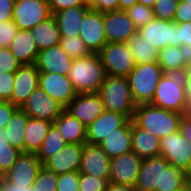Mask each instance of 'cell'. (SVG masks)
I'll return each mask as SVG.
<instances>
[{
    "mask_svg": "<svg viewBox=\"0 0 191 191\" xmlns=\"http://www.w3.org/2000/svg\"><path fill=\"white\" fill-rule=\"evenodd\" d=\"M132 151L142 159L160 154V139L144 128L138 127L131 119Z\"/></svg>",
    "mask_w": 191,
    "mask_h": 191,
    "instance_id": "obj_23",
    "label": "cell"
},
{
    "mask_svg": "<svg viewBox=\"0 0 191 191\" xmlns=\"http://www.w3.org/2000/svg\"><path fill=\"white\" fill-rule=\"evenodd\" d=\"M98 145L110 158L132 151L131 119L107 135Z\"/></svg>",
    "mask_w": 191,
    "mask_h": 191,
    "instance_id": "obj_24",
    "label": "cell"
},
{
    "mask_svg": "<svg viewBox=\"0 0 191 191\" xmlns=\"http://www.w3.org/2000/svg\"><path fill=\"white\" fill-rule=\"evenodd\" d=\"M89 9V7L82 5L54 13L53 16L57 22L61 37L79 36L84 16Z\"/></svg>",
    "mask_w": 191,
    "mask_h": 191,
    "instance_id": "obj_25",
    "label": "cell"
},
{
    "mask_svg": "<svg viewBox=\"0 0 191 191\" xmlns=\"http://www.w3.org/2000/svg\"><path fill=\"white\" fill-rule=\"evenodd\" d=\"M53 123L58 127L66 143H86L87 127L79 119L68 113L65 109Z\"/></svg>",
    "mask_w": 191,
    "mask_h": 191,
    "instance_id": "obj_27",
    "label": "cell"
},
{
    "mask_svg": "<svg viewBox=\"0 0 191 191\" xmlns=\"http://www.w3.org/2000/svg\"><path fill=\"white\" fill-rule=\"evenodd\" d=\"M190 52L181 46H167L158 52L157 63L164 73L183 74Z\"/></svg>",
    "mask_w": 191,
    "mask_h": 191,
    "instance_id": "obj_28",
    "label": "cell"
},
{
    "mask_svg": "<svg viewBox=\"0 0 191 191\" xmlns=\"http://www.w3.org/2000/svg\"><path fill=\"white\" fill-rule=\"evenodd\" d=\"M21 109L32 118L54 122L65 109L50 97L40 87H37L28 97Z\"/></svg>",
    "mask_w": 191,
    "mask_h": 191,
    "instance_id": "obj_12",
    "label": "cell"
},
{
    "mask_svg": "<svg viewBox=\"0 0 191 191\" xmlns=\"http://www.w3.org/2000/svg\"><path fill=\"white\" fill-rule=\"evenodd\" d=\"M129 120L125 114L105 110L86 128V142L99 144L107 135L123 127Z\"/></svg>",
    "mask_w": 191,
    "mask_h": 191,
    "instance_id": "obj_19",
    "label": "cell"
},
{
    "mask_svg": "<svg viewBox=\"0 0 191 191\" xmlns=\"http://www.w3.org/2000/svg\"><path fill=\"white\" fill-rule=\"evenodd\" d=\"M48 3L50 5L52 14L67 8L83 5L81 0H49Z\"/></svg>",
    "mask_w": 191,
    "mask_h": 191,
    "instance_id": "obj_48",
    "label": "cell"
},
{
    "mask_svg": "<svg viewBox=\"0 0 191 191\" xmlns=\"http://www.w3.org/2000/svg\"><path fill=\"white\" fill-rule=\"evenodd\" d=\"M173 22H191V4L179 0Z\"/></svg>",
    "mask_w": 191,
    "mask_h": 191,
    "instance_id": "obj_46",
    "label": "cell"
},
{
    "mask_svg": "<svg viewBox=\"0 0 191 191\" xmlns=\"http://www.w3.org/2000/svg\"><path fill=\"white\" fill-rule=\"evenodd\" d=\"M39 73L35 63L21 65L14 73V89L9 102L21 108L39 86Z\"/></svg>",
    "mask_w": 191,
    "mask_h": 191,
    "instance_id": "obj_17",
    "label": "cell"
},
{
    "mask_svg": "<svg viewBox=\"0 0 191 191\" xmlns=\"http://www.w3.org/2000/svg\"><path fill=\"white\" fill-rule=\"evenodd\" d=\"M15 0H0V22L12 20Z\"/></svg>",
    "mask_w": 191,
    "mask_h": 191,
    "instance_id": "obj_50",
    "label": "cell"
},
{
    "mask_svg": "<svg viewBox=\"0 0 191 191\" xmlns=\"http://www.w3.org/2000/svg\"><path fill=\"white\" fill-rule=\"evenodd\" d=\"M73 59L56 45L38 52L36 66L40 73L67 75Z\"/></svg>",
    "mask_w": 191,
    "mask_h": 191,
    "instance_id": "obj_22",
    "label": "cell"
},
{
    "mask_svg": "<svg viewBox=\"0 0 191 191\" xmlns=\"http://www.w3.org/2000/svg\"><path fill=\"white\" fill-rule=\"evenodd\" d=\"M59 45L72 59L82 58L91 54L79 36L61 37Z\"/></svg>",
    "mask_w": 191,
    "mask_h": 191,
    "instance_id": "obj_34",
    "label": "cell"
},
{
    "mask_svg": "<svg viewBox=\"0 0 191 191\" xmlns=\"http://www.w3.org/2000/svg\"><path fill=\"white\" fill-rule=\"evenodd\" d=\"M179 133L191 142V117L182 115L179 123Z\"/></svg>",
    "mask_w": 191,
    "mask_h": 191,
    "instance_id": "obj_52",
    "label": "cell"
},
{
    "mask_svg": "<svg viewBox=\"0 0 191 191\" xmlns=\"http://www.w3.org/2000/svg\"><path fill=\"white\" fill-rule=\"evenodd\" d=\"M160 156L166 161L185 173L191 167V142L177 132L160 139Z\"/></svg>",
    "mask_w": 191,
    "mask_h": 191,
    "instance_id": "obj_9",
    "label": "cell"
},
{
    "mask_svg": "<svg viewBox=\"0 0 191 191\" xmlns=\"http://www.w3.org/2000/svg\"><path fill=\"white\" fill-rule=\"evenodd\" d=\"M185 90L182 74L165 73L158 85L151 104L182 114Z\"/></svg>",
    "mask_w": 191,
    "mask_h": 191,
    "instance_id": "obj_6",
    "label": "cell"
},
{
    "mask_svg": "<svg viewBox=\"0 0 191 191\" xmlns=\"http://www.w3.org/2000/svg\"><path fill=\"white\" fill-rule=\"evenodd\" d=\"M110 157L98 144L85 143L81 155L79 173L109 180Z\"/></svg>",
    "mask_w": 191,
    "mask_h": 191,
    "instance_id": "obj_20",
    "label": "cell"
},
{
    "mask_svg": "<svg viewBox=\"0 0 191 191\" xmlns=\"http://www.w3.org/2000/svg\"><path fill=\"white\" fill-rule=\"evenodd\" d=\"M20 66L9 48H0V73H15Z\"/></svg>",
    "mask_w": 191,
    "mask_h": 191,
    "instance_id": "obj_43",
    "label": "cell"
},
{
    "mask_svg": "<svg viewBox=\"0 0 191 191\" xmlns=\"http://www.w3.org/2000/svg\"><path fill=\"white\" fill-rule=\"evenodd\" d=\"M52 122L28 117L24 129V153L37 154L41 148Z\"/></svg>",
    "mask_w": 191,
    "mask_h": 191,
    "instance_id": "obj_29",
    "label": "cell"
},
{
    "mask_svg": "<svg viewBox=\"0 0 191 191\" xmlns=\"http://www.w3.org/2000/svg\"><path fill=\"white\" fill-rule=\"evenodd\" d=\"M58 175L42 166L32 185L33 191H56Z\"/></svg>",
    "mask_w": 191,
    "mask_h": 191,
    "instance_id": "obj_36",
    "label": "cell"
},
{
    "mask_svg": "<svg viewBox=\"0 0 191 191\" xmlns=\"http://www.w3.org/2000/svg\"><path fill=\"white\" fill-rule=\"evenodd\" d=\"M18 31L13 20L0 22V48H8Z\"/></svg>",
    "mask_w": 191,
    "mask_h": 191,
    "instance_id": "obj_42",
    "label": "cell"
},
{
    "mask_svg": "<svg viewBox=\"0 0 191 191\" xmlns=\"http://www.w3.org/2000/svg\"><path fill=\"white\" fill-rule=\"evenodd\" d=\"M8 48L21 65L36 63L39 51L29 30L19 29Z\"/></svg>",
    "mask_w": 191,
    "mask_h": 191,
    "instance_id": "obj_26",
    "label": "cell"
},
{
    "mask_svg": "<svg viewBox=\"0 0 191 191\" xmlns=\"http://www.w3.org/2000/svg\"><path fill=\"white\" fill-rule=\"evenodd\" d=\"M177 191H186V188L184 187L182 190H177Z\"/></svg>",
    "mask_w": 191,
    "mask_h": 191,
    "instance_id": "obj_61",
    "label": "cell"
},
{
    "mask_svg": "<svg viewBox=\"0 0 191 191\" xmlns=\"http://www.w3.org/2000/svg\"><path fill=\"white\" fill-rule=\"evenodd\" d=\"M182 75L185 90V100L182 108V115L185 117H191V52Z\"/></svg>",
    "mask_w": 191,
    "mask_h": 191,
    "instance_id": "obj_40",
    "label": "cell"
},
{
    "mask_svg": "<svg viewBox=\"0 0 191 191\" xmlns=\"http://www.w3.org/2000/svg\"><path fill=\"white\" fill-rule=\"evenodd\" d=\"M107 43H126L138 31L125 10L103 12Z\"/></svg>",
    "mask_w": 191,
    "mask_h": 191,
    "instance_id": "obj_13",
    "label": "cell"
},
{
    "mask_svg": "<svg viewBox=\"0 0 191 191\" xmlns=\"http://www.w3.org/2000/svg\"><path fill=\"white\" fill-rule=\"evenodd\" d=\"M18 109L17 106L11 102L2 101L0 102V128L4 129L8 124L13 113Z\"/></svg>",
    "mask_w": 191,
    "mask_h": 191,
    "instance_id": "obj_47",
    "label": "cell"
},
{
    "mask_svg": "<svg viewBox=\"0 0 191 191\" xmlns=\"http://www.w3.org/2000/svg\"><path fill=\"white\" fill-rule=\"evenodd\" d=\"M28 115L18 108L5 126L6 137L12 147L24 153V129L28 121Z\"/></svg>",
    "mask_w": 191,
    "mask_h": 191,
    "instance_id": "obj_31",
    "label": "cell"
},
{
    "mask_svg": "<svg viewBox=\"0 0 191 191\" xmlns=\"http://www.w3.org/2000/svg\"><path fill=\"white\" fill-rule=\"evenodd\" d=\"M64 108L75 98L77 92L67 75L39 73V86Z\"/></svg>",
    "mask_w": 191,
    "mask_h": 191,
    "instance_id": "obj_18",
    "label": "cell"
},
{
    "mask_svg": "<svg viewBox=\"0 0 191 191\" xmlns=\"http://www.w3.org/2000/svg\"><path fill=\"white\" fill-rule=\"evenodd\" d=\"M84 144L67 143L54 156L47 159L42 165L57 175L72 171H79Z\"/></svg>",
    "mask_w": 191,
    "mask_h": 191,
    "instance_id": "obj_21",
    "label": "cell"
},
{
    "mask_svg": "<svg viewBox=\"0 0 191 191\" xmlns=\"http://www.w3.org/2000/svg\"><path fill=\"white\" fill-rule=\"evenodd\" d=\"M186 186H191V167L186 172Z\"/></svg>",
    "mask_w": 191,
    "mask_h": 191,
    "instance_id": "obj_58",
    "label": "cell"
},
{
    "mask_svg": "<svg viewBox=\"0 0 191 191\" xmlns=\"http://www.w3.org/2000/svg\"><path fill=\"white\" fill-rule=\"evenodd\" d=\"M14 89V73H0V98L10 101Z\"/></svg>",
    "mask_w": 191,
    "mask_h": 191,
    "instance_id": "obj_44",
    "label": "cell"
},
{
    "mask_svg": "<svg viewBox=\"0 0 191 191\" xmlns=\"http://www.w3.org/2000/svg\"><path fill=\"white\" fill-rule=\"evenodd\" d=\"M99 12L119 10V0H96V3L90 8Z\"/></svg>",
    "mask_w": 191,
    "mask_h": 191,
    "instance_id": "obj_49",
    "label": "cell"
},
{
    "mask_svg": "<svg viewBox=\"0 0 191 191\" xmlns=\"http://www.w3.org/2000/svg\"><path fill=\"white\" fill-rule=\"evenodd\" d=\"M176 24L178 26V46L191 52V22Z\"/></svg>",
    "mask_w": 191,
    "mask_h": 191,
    "instance_id": "obj_45",
    "label": "cell"
},
{
    "mask_svg": "<svg viewBox=\"0 0 191 191\" xmlns=\"http://www.w3.org/2000/svg\"><path fill=\"white\" fill-rule=\"evenodd\" d=\"M186 186V173L160 155L142 159L137 191H177Z\"/></svg>",
    "mask_w": 191,
    "mask_h": 191,
    "instance_id": "obj_1",
    "label": "cell"
},
{
    "mask_svg": "<svg viewBox=\"0 0 191 191\" xmlns=\"http://www.w3.org/2000/svg\"><path fill=\"white\" fill-rule=\"evenodd\" d=\"M98 54L108 76L127 77L136 65L126 43H107Z\"/></svg>",
    "mask_w": 191,
    "mask_h": 191,
    "instance_id": "obj_7",
    "label": "cell"
},
{
    "mask_svg": "<svg viewBox=\"0 0 191 191\" xmlns=\"http://www.w3.org/2000/svg\"><path fill=\"white\" fill-rule=\"evenodd\" d=\"M138 3V0H119V10H126Z\"/></svg>",
    "mask_w": 191,
    "mask_h": 191,
    "instance_id": "obj_54",
    "label": "cell"
},
{
    "mask_svg": "<svg viewBox=\"0 0 191 191\" xmlns=\"http://www.w3.org/2000/svg\"><path fill=\"white\" fill-rule=\"evenodd\" d=\"M97 93L103 100L105 110L125 114L132 119L137 105L127 77L107 75Z\"/></svg>",
    "mask_w": 191,
    "mask_h": 191,
    "instance_id": "obj_4",
    "label": "cell"
},
{
    "mask_svg": "<svg viewBox=\"0 0 191 191\" xmlns=\"http://www.w3.org/2000/svg\"><path fill=\"white\" fill-rule=\"evenodd\" d=\"M186 191H191V186H185Z\"/></svg>",
    "mask_w": 191,
    "mask_h": 191,
    "instance_id": "obj_59",
    "label": "cell"
},
{
    "mask_svg": "<svg viewBox=\"0 0 191 191\" xmlns=\"http://www.w3.org/2000/svg\"><path fill=\"white\" fill-rule=\"evenodd\" d=\"M67 143L64 141L58 127L52 123L41 148L37 152V158L43 164L47 159L61 151Z\"/></svg>",
    "mask_w": 191,
    "mask_h": 191,
    "instance_id": "obj_33",
    "label": "cell"
},
{
    "mask_svg": "<svg viewBox=\"0 0 191 191\" xmlns=\"http://www.w3.org/2000/svg\"><path fill=\"white\" fill-rule=\"evenodd\" d=\"M81 1L83 6H86L89 8H91L96 3V0H81Z\"/></svg>",
    "mask_w": 191,
    "mask_h": 191,
    "instance_id": "obj_57",
    "label": "cell"
},
{
    "mask_svg": "<svg viewBox=\"0 0 191 191\" xmlns=\"http://www.w3.org/2000/svg\"><path fill=\"white\" fill-rule=\"evenodd\" d=\"M65 110L88 127L105 111V107L98 93H79Z\"/></svg>",
    "mask_w": 191,
    "mask_h": 191,
    "instance_id": "obj_15",
    "label": "cell"
},
{
    "mask_svg": "<svg viewBox=\"0 0 191 191\" xmlns=\"http://www.w3.org/2000/svg\"><path fill=\"white\" fill-rule=\"evenodd\" d=\"M21 151L12 147L9 142L0 143V177L11 168Z\"/></svg>",
    "mask_w": 191,
    "mask_h": 191,
    "instance_id": "obj_37",
    "label": "cell"
},
{
    "mask_svg": "<svg viewBox=\"0 0 191 191\" xmlns=\"http://www.w3.org/2000/svg\"><path fill=\"white\" fill-rule=\"evenodd\" d=\"M29 31L35 40L38 51L60 44L61 34L53 15Z\"/></svg>",
    "mask_w": 191,
    "mask_h": 191,
    "instance_id": "obj_30",
    "label": "cell"
},
{
    "mask_svg": "<svg viewBox=\"0 0 191 191\" xmlns=\"http://www.w3.org/2000/svg\"><path fill=\"white\" fill-rule=\"evenodd\" d=\"M138 3H141L145 6L153 7L155 0H138Z\"/></svg>",
    "mask_w": 191,
    "mask_h": 191,
    "instance_id": "obj_56",
    "label": "cell"
},
{
    "mask_svg": "<svg viewBox=\"0 0 191 191\" xmlns=\"http://www.w3.org/2000/svg\"><path fill=\"white\" fill-rule=\"evenodd\" d=\"M42 166L36 154L21 152L11 168L2 177L9 183L33 185Z\"/></svg>",
    "mask_w": 191,
    "mask_h": 191,
    "instance_id": "obj_16",
    "label": "cell"
},
{
    "mask_svg": "<svg viewBox=\"0 0 191 191\" xmlns=\"http://www.w3.org/2000/svg\"><path fill=\"white\" fill-rule=\"evenodd\" d=\"M8 142V139L6 137V130L0 128V143Z\"/></svg>",
    "mask_w": 191,
    "mask_h": 191,
    "instance_id": "obj_55",
    "label": "cell"
},
{
    "mask_svg": "<svg viewBox=\"0 0 191 191\" xmlns=\"http://www.w3.org/2000/svg\"><path fill=\"white\" fill-rule=\"evenodd\" d=\"M105 191H137L135 187L109 181Z\"/></svg>",
    "mask_w": 191,
    "mask_h": 191,
    "instance_id": "obj_53",
    "label": "cell"
},
{
    "mask_svg": "<svg viewBox=\"0 0 191 191\" xmlns=\"http://www.w3.org/2000/svg\"><path fill=\"white\" fill-rule=\"evenodd\" d=\"M181 117L182 114L178 112L144 103L136 106L132 121L161 139L179 130Z\"/></svg>",
    "mask_w": 191,
    "mask_h": 191,
    "instance_id": "obj_2",
    "label": "cell"
},
{
    "mask_svg": "<svg viewBox=\"0 0 191 191\" xmlns=\"http://www.w3.org/2000/svg\"><path fill=\"white\" fill-rule=\"evenodd\" d=\"M181 1H184V2H187L188 4H191V0H181Z\"/></svg>",
    "mask_w": 191,
    "mask_h": 191,
    "instance_id": "obj_60",
    "label": "cell"
},
{
    "mask_svg": "<svg viewBox=\"0 0 191 191\" xmlns=\"http://www.w3.org/2000/svg\"><path fill=\"white\" fill-rule=\"evenodd\" d=\"M52 15L48 2L42 0H15L12 20L19 29L30 30Z\"/></svg>",
    "mask_w": 191,
    "mask_h": 191,
    "instance_id": "obj_8",
    "label": "cell"
},
{
    "mask_svg": "<svg viewBox=\"0 0 191 191\" xmlns=\"http://www.w3.org/2000/svg\"><path fill=\"white\" fill-rule=\"evenodd\" d=\"M67 76L79 94L97 93L107 74L99 54L91 53L82 58L73 59Z\"/></svg>",
    "mask_w": 191,
    "mask_h": 191,
    "instance_id": "obj_3",
    "label": "cell"
},
{
    "mask_svg": "<svg viewBox=\"0 0 191 191\" xmlns=\"http://www.w3.org/2000/svg\"><path fill=\"white\" fill-rule=\"evenodd\" d=\"M137 33L158 52L167 46H178V26L173 21L154 17L146 26L138 29Z\"/></svg>",
    "mask_w": 191,
    "mask_h": 191,
    "instance_id": "obj_10",
    "label": "cell"
},
{
    "mask_svg": "<svg viewBox=\"0 0 191 191\" xmlns=\"http://www.w3.org/2000/svg\"><path fill=\"white\" fill-rule=\"evenodd\" d=\"M79 37L91 53L98 54L107 44L103 13L89 9L79 30Z\"/></svg>",
    "mask_w": 191,
    "mask_h": 191,
    "instance_id": "obj_14",
    "label": "cell"
},
{
    "mask_svg": "<svg viewBox=\"0 0 191 191\" xmlns=\"http://www.w3.org/2000/svg\"><path fill=\"white\" fill-rule=\"evenodd\" d=\"M56 191H79V171L58 175Z\"/></svg>",
    "mask_w": 191,
    "mask_h": 191,
    "instance_id": "obj_41",
    "label": "cell"
},
{
    "mask_svg": "<svg viewBox=\"0 0 191 191\" xmlns=\"http://www.w3.org/2000/svg\"><path fill=\"white\" fill-rule=\"evenodd\" d=\"M164 74L157 62L135 65L127 78L136 105L153 100L158 82Z\"/></svg>",
    "mask_w": 191,
    "mask_h": 191,
    "instance_id": "obj_5",
    "label": "cell"
},
{
    "mask_svg": "<svg viewBox=\"0 0 191 191\" xmlns=\"http://www.w3.org/2000/svg\"><path fill=\"white\" fill-rule=\"evenodd\" d=\"M179 0H155L153 8L154 17L173 21Z\"/></svg>",
    "mask_w": 191,
    "mask_h": 191,
    "instance_id": "obj_38",
    "label": "cell"
},
{
    "mask_svg": "<svg viewBox=\"0 0 191 191\" xmlns=\"http://www.w3.org/2000/svg\"><path fill=\"white\" fill-rule=\"evenodd\" d=\"M141 162L142 158L133 151L110 158L109 181L135 187Z\"/></svg>",
    "mask_w": 191,
    "mask_h": 191,
    "instance_id": "obj_11",
    "label": "cell"
},
{
    "mask_svg": "<svg viewBox=\"0 0 191 191\" xmlns=\"http://www.w3.org/2000/svg\"><path fill=\"white\" fill-rule=\"evenodd\" d=\"M125 11L137 29L146 26L154 18L153 8L141 3H136Z\"/></svg>",
    "mask_w": 191,
    "mask_h": 191,
    "instance_id": "obj_35",
    "label": "cell"
},
{
    "mask_svg": "<svg viewBox=\"0 0 191 191\" xmlns=\"http://www.w3.org/2000/svg\"><path fill=\"white\" fill-rule=\"evenodd\" d=\"M108 183L107 178L79 173V191H105Z\"/></svg>",
    "mask_w": 191,
    "mask_h": 191,
    "instance_id": "obj_39",
    "label": "cell"
},
{
    "mask_svg": "<svg viewBox=\"0 0 191 191\" xmlns=\"http://www.w3.org/2000/svg\"><path fill=\"white\" fill-rule=\"evenodd\" d=\"M0 191H33V189L32 185H19L9 183L3 177H1Z\"/></svg>",
    "mask_w": 191,
    "mask_h": 191,
    "instance_id": "obj_51",
    "label": "cell"
},
{
    "mask_svg": "<svg viewBox=\"0 0 191 191\" xmlns=\"http://www.w3.org/2000/svg\"><path fill=\"white\" fill-rule=\"evenodd\" d=\"M127 47L132 53L136 64L157 62L158 51L153 45L144 40L138 33L133 35L127 42Z\"/></svg>",
    "mask_w": 191,
    "mask_h": 191,
    "instance_id": "obj_32",
    "label": "cell"
}]
</instances>
